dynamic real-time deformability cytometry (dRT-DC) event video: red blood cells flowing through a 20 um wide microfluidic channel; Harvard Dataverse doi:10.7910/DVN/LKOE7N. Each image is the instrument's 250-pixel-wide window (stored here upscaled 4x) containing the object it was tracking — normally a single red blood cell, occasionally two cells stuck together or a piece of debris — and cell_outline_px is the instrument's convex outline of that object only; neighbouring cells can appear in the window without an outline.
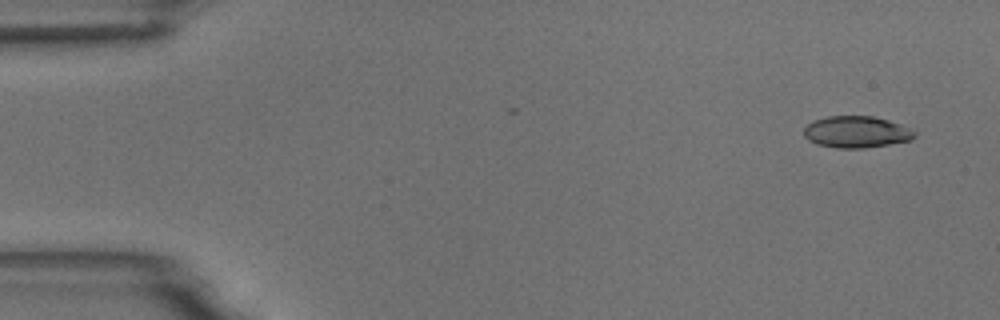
{"species": "common noctule bat (a hibernating species)", "species_latin": "Nyctalus noctula", "temperature_condition": "room temperature", "stored_images_in_passage": 4, "camera_frame_rate_fps": 3000, "um_per_image_px": 0.085, "animal": {"sex": "male", "body_mass_g": 18.8}, "frame": {"image": 1, "passage_image": 1, "time_ms": 0.0, "image_size_px": [1000, 320], "cell_outline_px": [[916, 136], [912, 140], [864, 148], [836, 148], [816, 144], [808, 140], [804, 136], [804, 128], [812, 120], [828, 116], [872, 116], [888, 120], [912, 128], [916, 132]], "centroid_in_image_um": [72.8, 11.21], "position_along_channel_um": 12.2, "area_um2": 20.58}}
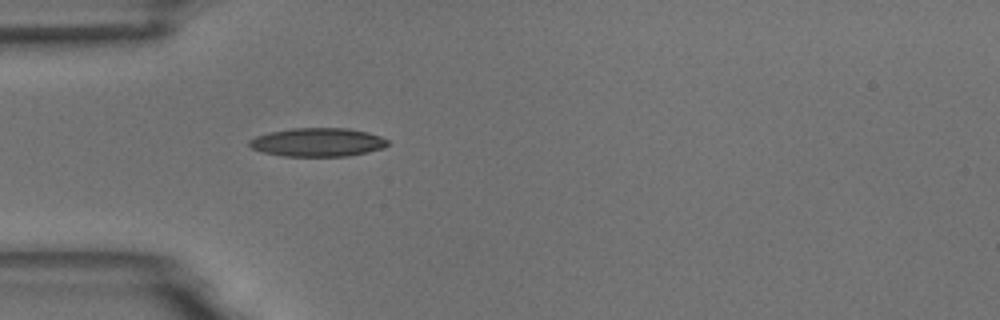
{"frame": {"image": 2, "passage_image": 4, "time_ms": 4.333, "image_size_px": [1000, 320], "cell_outline_px": [[388, 144], [384, 148], [368, 152], [348, 156], [284, 156], [264, 152], [252, 148], [248, 144], [248, 140], [256, 136], [268, 132], [292, 128], [348, 128], [368, 132], [380, 136], [388, 140]], "centroid_in_image_um": [27.01, 12.08], "position_along_channel_um": 58.0, "area_um2": 23.12}}